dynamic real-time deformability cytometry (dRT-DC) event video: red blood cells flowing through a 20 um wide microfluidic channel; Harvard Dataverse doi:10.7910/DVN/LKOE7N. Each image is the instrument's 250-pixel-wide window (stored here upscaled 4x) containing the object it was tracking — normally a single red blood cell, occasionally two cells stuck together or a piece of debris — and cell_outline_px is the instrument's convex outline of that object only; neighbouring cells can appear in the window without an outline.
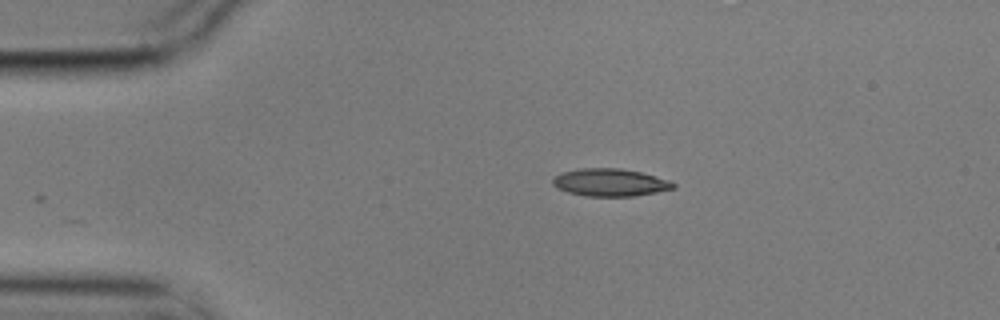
{"species": "common noctule bat (a hibernating species)", "species_latin": "Nyctalus noctula", "temperature_condition": "cold", "stored_images_in_passage": 46, "camera_frame_rate_fps": 3000, "um_per_image_px": 0.085, "animal": {"sex": "male", "body_mass_g": 17.9}, "frame": {"image": 1, "passage_image": 1, "time_ms": 0.0, "image_size_px": [1000, 320], "cell_outline_px": [[676, 188], [636, 196], [584, 196], [568, 192], [556, 188], [552, 184], [552, 176], [560, 172], [580, 168], [620, 168], [640, 172], [656, 176], [668, 180], [676, 184]], "centroid_in_image_um": [51.81, 15.5], "position_along_channel_um": 33.2, "area_um2": 19.59}}
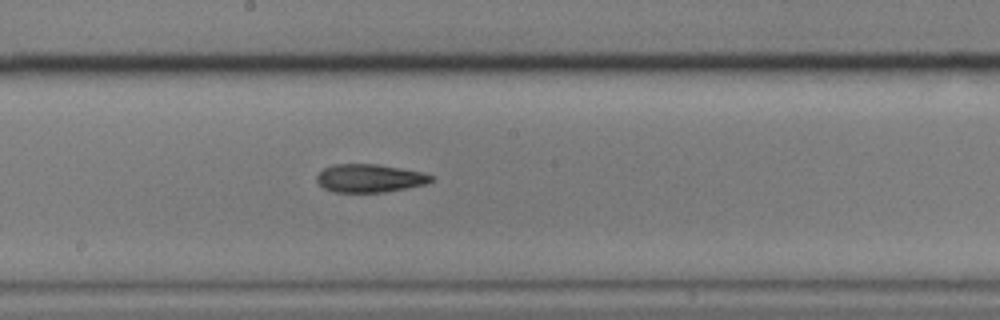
{"frame": {"image": 2, "passage_image": 20, "time_ms": 6.333, "image_size_px": [1000, 320], "cell_outline_px": [[436, 176], [428, 184], [408, 188], [384, 192], [332, 192], [324, 188], [316, 180], [316, 176], [324, 168], [332, 164], [376, 164], [424, 172]], "centroid_in_image_um": [31.46, 15.15], "position_along_channel_um": 216.7, "area_um2": 18.96}}
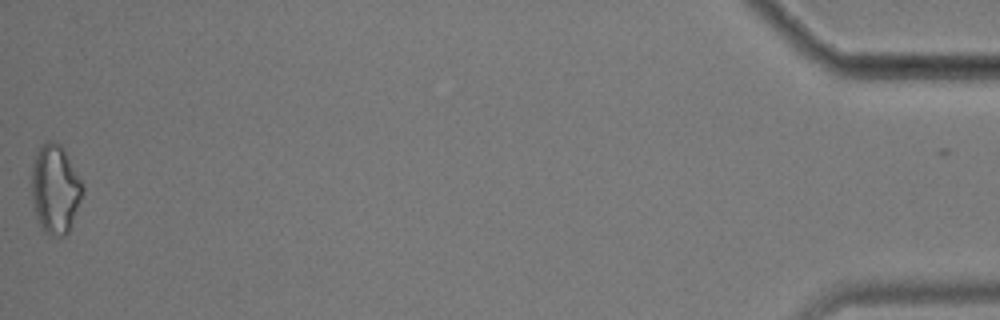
{"frame": {"image": 3, "passage_image": 46, "time_ms": 15.0, "image_size_px": [1000, 320], "cell_outline_px": [[84, 188], [80, 200], [68, 232], [64, 236], [48, 236], [44, 232], [36, 216], [32, 200], [32, 164], [36, 152], [48, 140], [52, 140], [60, 144], [84, 184]], "centroid_in_image_um": [4.68, 16.08], "position_along_channel_um": 430.5, "area_um2": 26.18}, "authors_computed_cell_mechanics": {"area_um2": 19.2474, "velocity_mm_per_s": 3.5577, "shape_relaxation_time_tau1_ms": 10.3118, "shape_relaxation_time_tau2_ms": 4.7474, "deformation_change_tau1": 0.2283, "deformation_change_tau2": 0.1489}}